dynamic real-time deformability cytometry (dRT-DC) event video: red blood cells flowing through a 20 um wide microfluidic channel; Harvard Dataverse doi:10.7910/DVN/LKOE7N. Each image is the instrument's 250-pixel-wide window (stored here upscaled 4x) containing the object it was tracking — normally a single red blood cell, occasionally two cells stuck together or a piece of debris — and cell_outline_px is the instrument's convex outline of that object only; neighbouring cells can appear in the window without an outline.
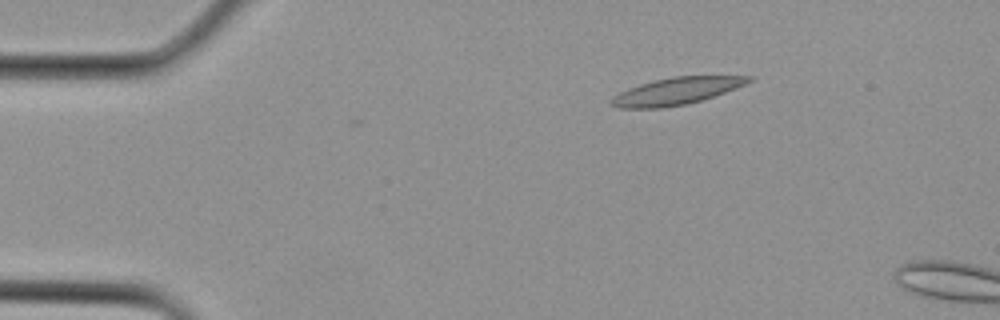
{"species": "Egyptian fruit bat (a non-hibernating species)", "species_latin": "Rousettus aegyptiacus", "temperature_condition": "cold", "stored_images_in_passage": 3, "camera_frame_rate_fps": 3000, "um_per_image_px": 0.085, "animal": {"sex": "female"}, "frame": {"image": 1, "passage_image": 1, "time_ms": 0.0, "image_size_px": [1000, 320], "cell_outline_px": [[752, 80], [736, 88], [700, 100], [684, 104], [660, 108], [620, 108], [612, 104], [608, 100], [612, 96], [628, 88], [640, 84], [656, 80], [676, 76], [752, 76]], "centroid_in_image_um": [57.44, 7.74], "position_along_channel_um": 27.6, "area_um2": 21.21}}